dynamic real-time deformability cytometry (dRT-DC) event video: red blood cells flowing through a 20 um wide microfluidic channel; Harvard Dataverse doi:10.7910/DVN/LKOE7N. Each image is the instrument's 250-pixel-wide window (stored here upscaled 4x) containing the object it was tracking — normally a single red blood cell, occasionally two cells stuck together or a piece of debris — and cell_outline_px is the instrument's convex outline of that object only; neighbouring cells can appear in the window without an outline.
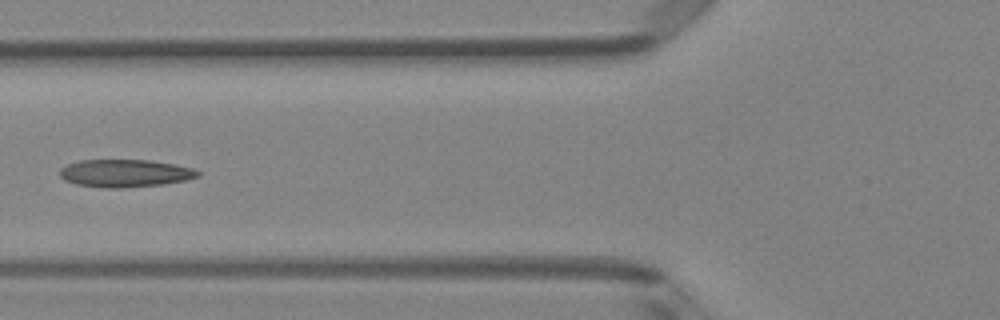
{"species": "Egyptian fruit bat (a non-hibernating species)", "species_latin": "Rousettus aegyptiacus", "temperature_condition": "room temperature", "stored_images_in_passage": 6, "camera_frame_rate_fps": 3000, "um_per_image_px": 0.085, "animal": {"sex": "female"}, "frame": {"image": 1, "passage_image": 6, "time_ms": 1.667, "image_size_px": [1000, 320], "cell_outline_px": [[200, 176], [184, 180], [164, 184], [124, 188], [108, 188], [76, 184], [64, 180], [60, 176], [60, 168], [68, 164], [80, 160], [148, 160], [176, 164], [192, 168], [200, 172]], "centroid_in_image_um": [10.63, 14.72], "position_along_channel_um": 115.2, "area_um2": 22.25}}